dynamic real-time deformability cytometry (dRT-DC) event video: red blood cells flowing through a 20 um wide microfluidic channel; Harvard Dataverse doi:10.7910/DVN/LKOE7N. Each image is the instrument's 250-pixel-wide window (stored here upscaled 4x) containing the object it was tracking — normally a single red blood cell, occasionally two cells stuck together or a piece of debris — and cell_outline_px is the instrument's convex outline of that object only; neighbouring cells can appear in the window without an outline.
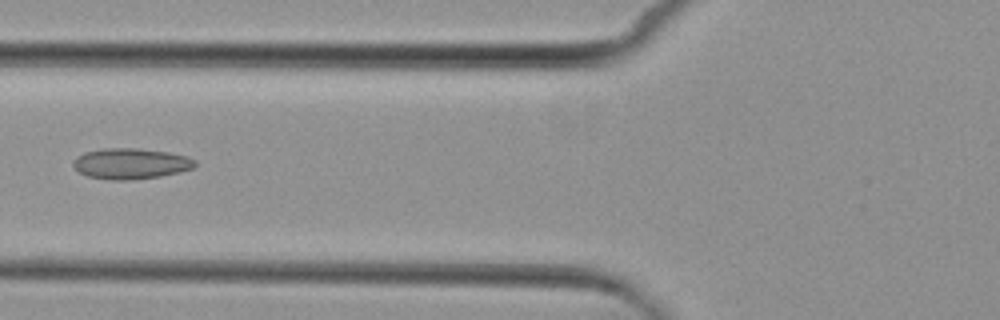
{"species": "common noctule bat (a hibernating species)", "species_latin": "Nyctalus noctula", "temperature_condition": "cold", "stored_images_in_passage": 3, "camera_frame_rate_fps": 3000, "um_per_image_px": 0.085, "animal": {"sex": "female", "body_mass_g": 29.2, "forearm_length_mm": 56.3}, "frame": {"image": 1, "passage_image": 3, "time_ms": 2.333, "image_size_px": [1000, 320], "cell_outline_px": [[196, 164], [192, 168], [180, 172], [160, 176], [132, 180], [112, 180], [88, 176], [80, 172], [72, 164], [76, 156], [84, 152], [104, 148], [136, 148], [168, 152], [188, 156], [196, 160]], "centroid_in_image_um": [11.12, 13.9], "position_along_channel_um": 114.7, "area_um2": 21.85}}